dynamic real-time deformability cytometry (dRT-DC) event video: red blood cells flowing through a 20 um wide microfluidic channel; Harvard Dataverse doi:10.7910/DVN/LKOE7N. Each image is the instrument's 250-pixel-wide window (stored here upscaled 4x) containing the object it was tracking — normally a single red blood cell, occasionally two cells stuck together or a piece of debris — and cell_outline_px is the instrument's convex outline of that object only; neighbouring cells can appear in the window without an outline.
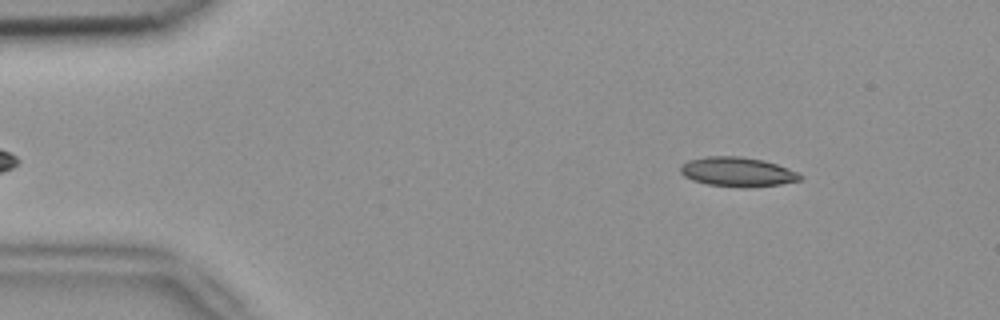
{"species": "common noctule bat (a hibernating species)", "species_latin": "Nyctalus noctula", "temperature_condition": "room temperature", "stored_images_in_passage": 52, "camera_frame_rate_fps": 3000, "um_per_image_px": 0.085, "animal": {"sex": "female", "body_mass_g": 18.4}, "frame": {"image": 1, "passage_image": 6, "time_ms": 1.667, "image_size_px": [1000, 320], "cell_outline_px": [[804, 176], [800, 180], [780, 184], [744, 188], [708, 184], [692, 180], [684, 176], [680, 172], [680, 164], [688, 160], [708, 156], [740, 156], [764, 160], [788, 168]], "centroid_in_image_um": [62.66, 14.6], "position_along_channel_um": 22.3, "area_um2": 20.58}}
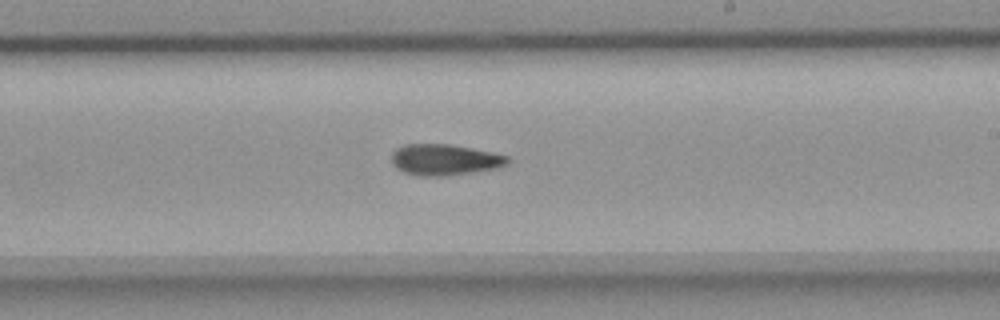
{"frame": {"image": 2, "passage_image": 30, "time_ms": 9.667, "image_size_px": [1000, 320], "cell_outline_px": [[512, 160], [508, 164], [496, 168], [440, 176], [420, 176], [404, 172], [396, 168], [392, 164], [392, 152], [396, 148], [404, 144], [448, 144], [472, 148], [492, 152], [508, 156]], "centroid_in_image_um": [37.78, 13.56], "position_along_channel_um": 251.2, "area_um2": 20.92}}
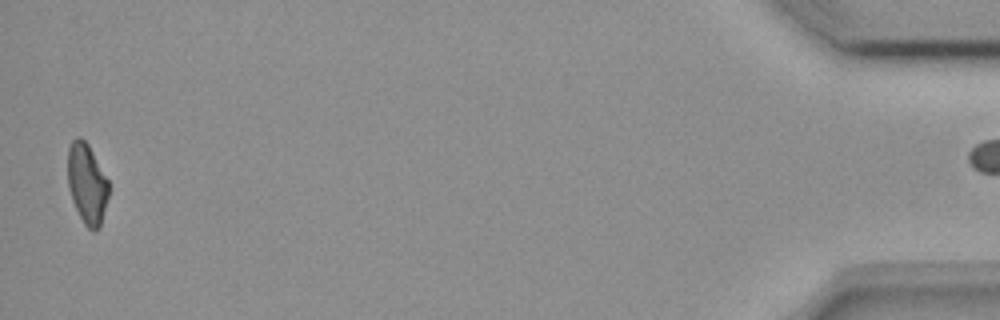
{"frame": {"image": 3, "passage_image": 51, "time_ms": 16.667, "image_size_px": [1000, 320], "cell_outline_px": [[108, 196], [100, 228], [96, 232], [92, 232], [84, 224], [72, 200], [68, 188], [68, 148], [72, 140], [76, 136], [80, 136], [88, 144], [108, 180]], "centroid_in_image_um": [7.39, 15.63], "position_along_channel_um": 427.8, "area_um2": 19.19}}